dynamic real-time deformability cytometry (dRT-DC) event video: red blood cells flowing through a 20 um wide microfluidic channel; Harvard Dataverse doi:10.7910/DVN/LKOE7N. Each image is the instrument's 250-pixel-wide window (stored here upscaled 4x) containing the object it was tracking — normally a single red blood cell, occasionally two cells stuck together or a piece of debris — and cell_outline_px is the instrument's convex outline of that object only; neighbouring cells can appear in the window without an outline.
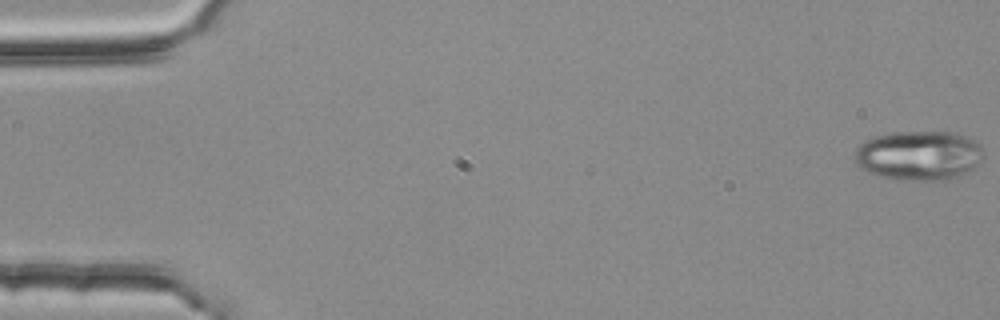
{"species": "common noctule bat (a hibernating species)", "species_latin": "Nyctalus noctula", "temperature_condition": "room temperature", "stored_images_in_passage": 2, "camera_frame_rate_fps": 3000, "um_per_image_px": 0.085, "animal": {"sex": "female", "body_mass_g": 25.1}, "frame": {"image": 1, "passage_image": 2, "time_ms": 0.333, "image_size_px": [1000, 320], "cell_outline_px": [[984, 156], [968, 172], [944, 184], [896, 180], [880, 176], [860, 168], [856, 164], [852, 156], [856, 148], [860, 144], [872, 136], [892, 132], [952, 132], [964, 136], [980, 144], [984, 148]], "centroid_in_image_um": [78.1, 13.27], "position_along_channel_um": 6.9, "area_um2": 38.44}}